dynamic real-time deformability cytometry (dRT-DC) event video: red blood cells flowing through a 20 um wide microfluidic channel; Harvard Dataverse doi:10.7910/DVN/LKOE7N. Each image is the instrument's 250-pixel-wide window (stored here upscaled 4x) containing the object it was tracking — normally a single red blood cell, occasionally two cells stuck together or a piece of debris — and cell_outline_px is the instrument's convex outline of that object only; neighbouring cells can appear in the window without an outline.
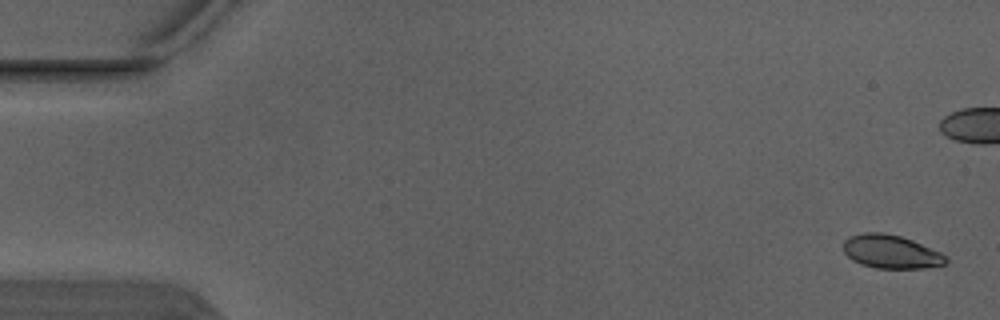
{"species": "Egyptian fruit bat (a non-hibernating species)", "species_latin": "Rousettus aegyptiacus", "temperature_condition": "warm", "stored_images_in_passage": 5, "camera_frame_rate_fps": 3000, "um_per_image_px": 0.085, "animal": {"sex": "male"}, "frame": {"image": 1, "passage_image": 1, "time_ms": 0.0, "image_size_px": [1000, 320], "cell_outline_px": [[948, 260], [944, 264], [924, 268], [876, 268], [860, 264], [852, 260], [844, 252], [844, 240], [848, 236], [864, 232], [884, 232], [900, 236], [912, 240], [940, 252]], "centroid_in_image_um": [75.69, 21.38], "position_along_channel_um": 9.3, "area_um2": 19.94}}